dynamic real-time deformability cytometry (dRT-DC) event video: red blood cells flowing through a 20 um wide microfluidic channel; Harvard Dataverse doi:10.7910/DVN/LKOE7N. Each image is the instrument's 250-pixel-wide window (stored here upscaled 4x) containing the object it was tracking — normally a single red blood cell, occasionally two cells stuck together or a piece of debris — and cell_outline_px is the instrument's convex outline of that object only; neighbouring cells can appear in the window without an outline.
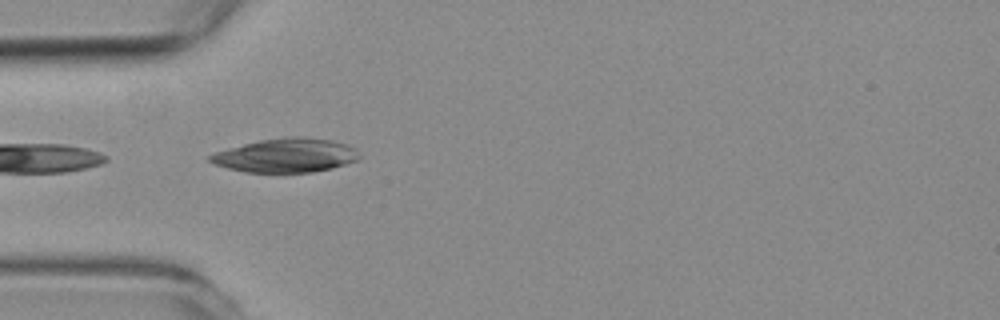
{"species": "common noctule bat (a hibernating species)", "species_latin": "Nyctalus noctula", "temperature_condition": "room temperature", "stored_images_in_passage": 13, "camera_frame_rate_fps": 3000, "um_per_image_px": 0.085, "animal": {"sex": "female", "body_mass_g": 19.3, "forearm_length_mm": 54.1}, "frame": {"image": 1, "passage_image": 1, "time_ms": 0.0, "image_size_px": [1000, 320], "cell_outline_px": [[360, 156], [356, 160], [332, 168], [312, 172], [244, 172], [228, 168], [216, 164], [208, 160], [208, 156], [216, 152], [228, 148], [260, 140], [288, 136], [304, 136], [332, 140], [348, 144], [356, 148]], "centroid_in_image_um": [24.33, 13.2], "position_along_channel_um": 60.7, "area_um2": 29.48}}
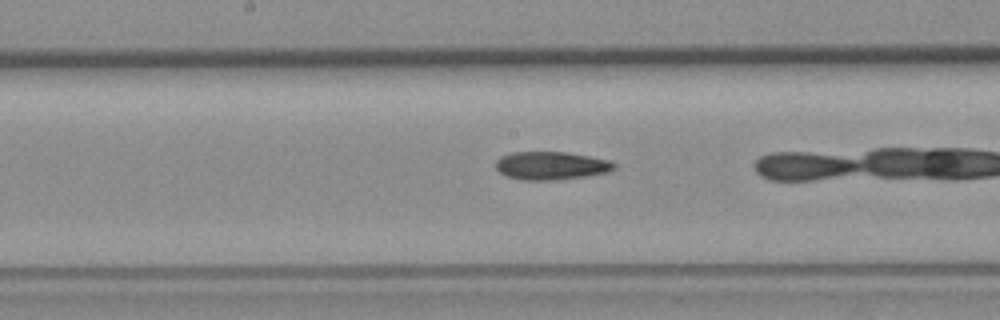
{"frame": {"image": 2, "passage_image": 8, "time_ms": 2.333, "image_size_px": [1000, 320], "cell_outline_px": [[616, 168], [612, 172], [588, 176], [556, 180], [520, 180], [504, 176], [496, 168], [496, 160], [500, 156], [512, 152], [568, 152], [612, 160], [616, 164]], "centroid_in_image_um": [46.89, 14.08], "position_along_channel_um": 201.3, "area_um2": 19.88}}
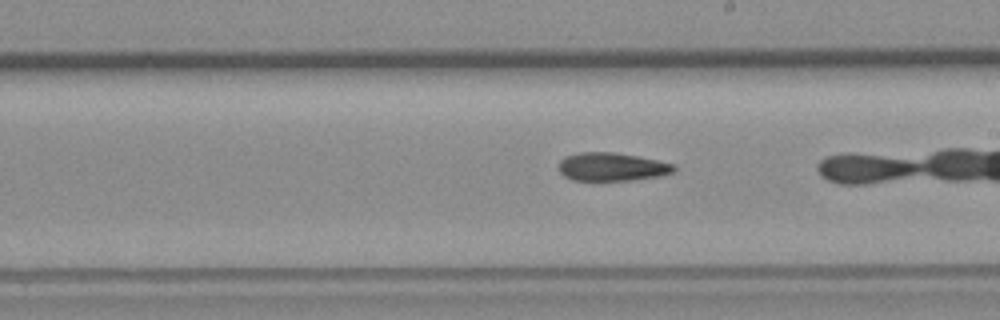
{"frame": {"image": 3, "passage_image": 11, "time_ms": 3.333, "image_size_px": [1000, 320], "cell_outline_px": [[676, 172], [660, 176], [636, 180], [596, 184], [572, 180], [564, 176], [560, 172], [560, 160], [564, 156], [580, 152], [612, 152], [636, 156], [676, 164]], "centroid_in_image_um": [52.0, 14.24], "position_along_channel_um": 237.0, "area_um2": 20.0}}